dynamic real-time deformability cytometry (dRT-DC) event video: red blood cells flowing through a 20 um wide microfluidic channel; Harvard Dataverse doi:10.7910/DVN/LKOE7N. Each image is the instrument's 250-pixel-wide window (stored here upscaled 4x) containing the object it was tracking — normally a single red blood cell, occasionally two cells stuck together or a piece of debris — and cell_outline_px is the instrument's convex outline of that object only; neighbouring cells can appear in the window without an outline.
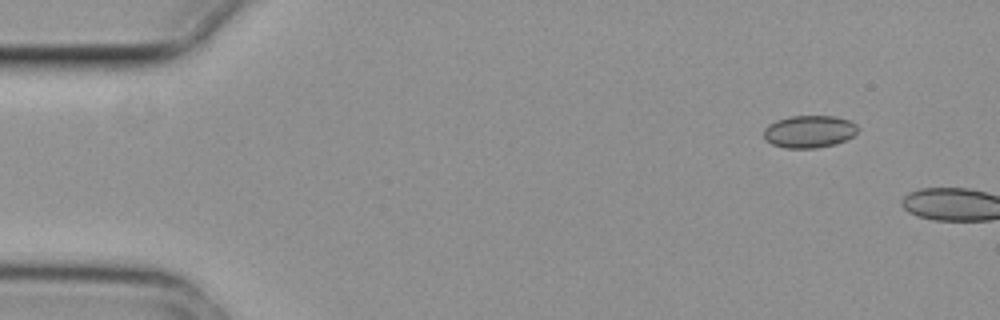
{"species": "common noctule bat (a hibernating species)", "species_latin": "Nyctalus noctula", "temperature_condition": "cold", "stored_images_in_passage": 4, "segment_of_instrument_passage": [2, 2], "camera_frame_rate_fps": 3000, "um_per_image_px": 0.085, "animal": {"sex": "female", "body_mass_g": 29.2, "forearm_length_mm": 56.3}, "frame": {"image": 1, "passage_image": 4, "time_ms": 1.0, "image_size_px": [1000, 320], "cell_outline_px": [[856, 132], [852, 136], [836, 144], [816, 148], [784, 148], [772, 144], [764, 140], [764, 128], [768, 124], [776, 120], [792, 116], [836, 116], [848, 120], [856, 124]], "centroid_in_image_um": [68.74, 11.18], "position_along_channel_um": 16.3, "area_um2": 17.74}}